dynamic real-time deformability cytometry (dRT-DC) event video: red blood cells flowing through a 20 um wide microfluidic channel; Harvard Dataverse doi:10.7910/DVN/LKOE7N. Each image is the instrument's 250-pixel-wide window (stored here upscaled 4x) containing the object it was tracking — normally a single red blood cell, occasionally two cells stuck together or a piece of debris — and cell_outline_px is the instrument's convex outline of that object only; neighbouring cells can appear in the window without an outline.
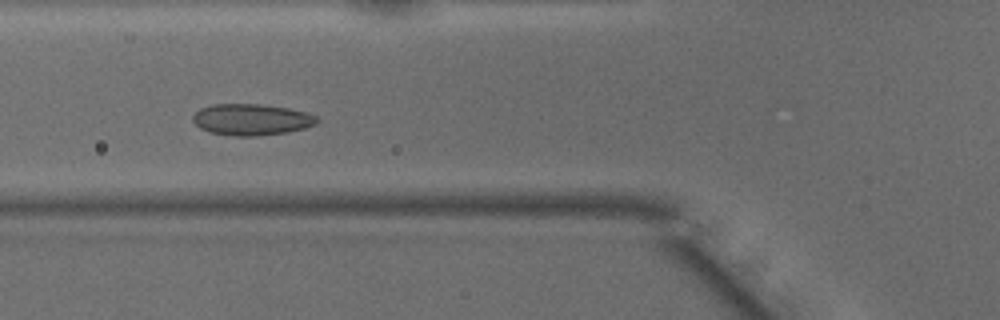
{"species": "common noctule bat (a hibernating species)", "species_latin": "Nyctalus noctula", "temperature_condition": "warm", "stored_images_in_passage": 49, "camera_frame_rate_fps": 3000, "um_per_image_px": 0.085, "animal": {"sex": "male", "body_mass_g": 15.6}, "frame": {"image": 1, "passage_image": 18, "time_ms": 5.667, "image_size_px": [1000, 320], "cell_outline_px": [[320, 120], [316, 124], [304, 128], [288, 132], [256, 136], [236, 136], [208, 132], [200, 128], [192, 120], [192, 116], [200, 108], [212, 104], [260, 104], [288, 108], [304, 112], [316, 116]], "centroid_in_image_um": [21.36, 10.16], "position_along_channel_um": 104.4, "area_um2": 22.72}}
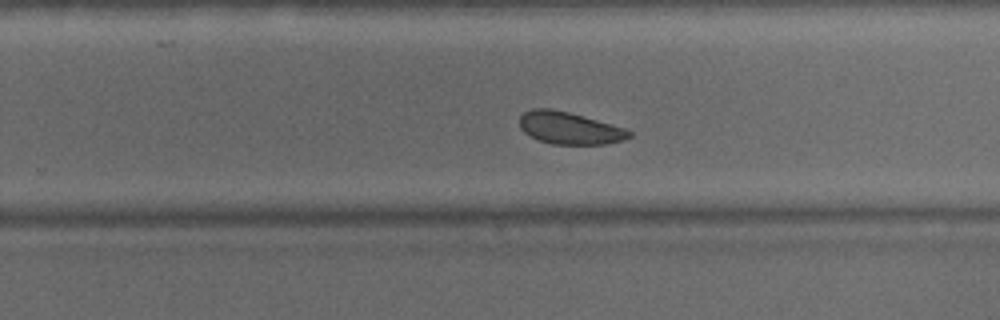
{"frame": {"image": 2, "passage_image": 31, "time_ms": 10.0, "image_size_px": [1000, 320], "cell_outline_px": [[632, 136], [624, 140], [604, 144], [552, 144], [540, 140], [524, 132], [520, 128], [520, 116], [524, 112], [532, 108], [552, 108], [568, 112], [624, 128], [632, 132]], "centroid_in_image_um": [48.39, 10.88], "position_along_channel_um": 281.4, "area_um2": 20.35}}
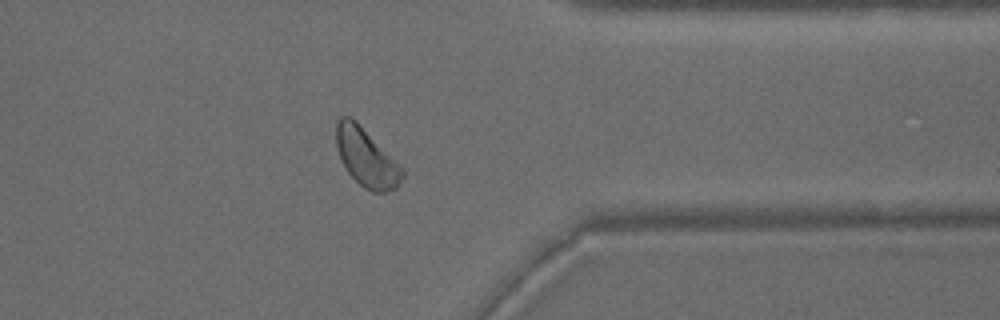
{"frame": {"image": 3, "passage_image": 39, "time_ms": 12.667, "image_size_px": [1000, 320], "cell_outline_px": [[404, 176], [396, 188], [384, 192], [372, 192], [364, 188], [348, 172], [340, 156], [336, 144], [336, 120], [340, 116], [348, 116], [356, 120], [404, 168]], "centroid_in_image_um": [31.16, 13.37], "position_along_channel_um": 380.2, "area_um2": 22.37}, "authors_computed_cell_mechanics": {"area_um2": 22.7154, "velocity_mm_per_s": 4.0846, "shape_relaxation_time_tau1_ms": 1.9703, "shape_relaxation_time_tau2_ms": 4.3384, "deformation_change_tau1": 0.0615, "deformation_change_tau2": 0.0824}}